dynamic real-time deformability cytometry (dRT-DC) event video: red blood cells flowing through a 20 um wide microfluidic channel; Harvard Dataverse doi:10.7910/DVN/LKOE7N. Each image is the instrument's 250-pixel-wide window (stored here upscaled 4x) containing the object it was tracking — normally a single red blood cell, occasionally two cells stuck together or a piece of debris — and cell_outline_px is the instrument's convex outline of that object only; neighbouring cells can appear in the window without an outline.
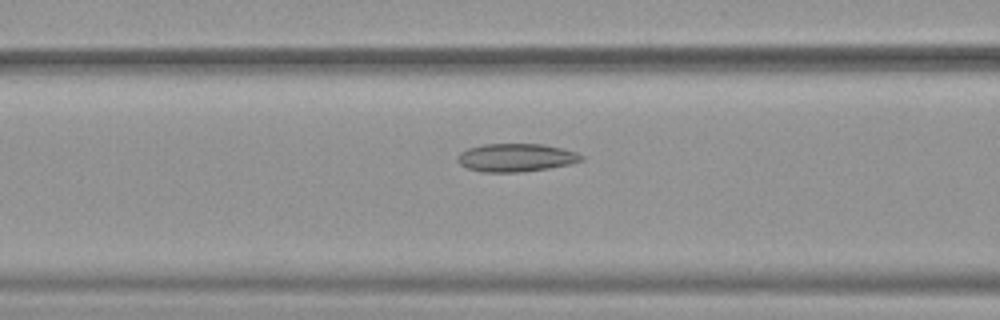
{"species": "common noctule bat (a hibernating species)", "species_latin": "Nyctalus noctula", "temperature_condition": "warm", "stored_images_in_passage": 36, "camera_frame_rate_fps": 3000, "um_per_image_px": 0.085, "animal": {"sex": "female", "body_mass_g": 19.9}, "frame": {"image": 1, "passage_image": 14, "time_ms": 4.333, "image_size_px": [1000, 320], "cell_outline_px": [[584, 160], [572, 164], [524, 172], [480, 172], [468, 168], [460, 164], [456, 160], [456, 156], [460, 152], [468, 148], [484, 144], [544, 144], [564, 148], [576, 152], [584, 156]], "centroid_in_image_um": [43.88, 13.4], "position_along_channel_um": 122.7, "area_um2": 20.58}}
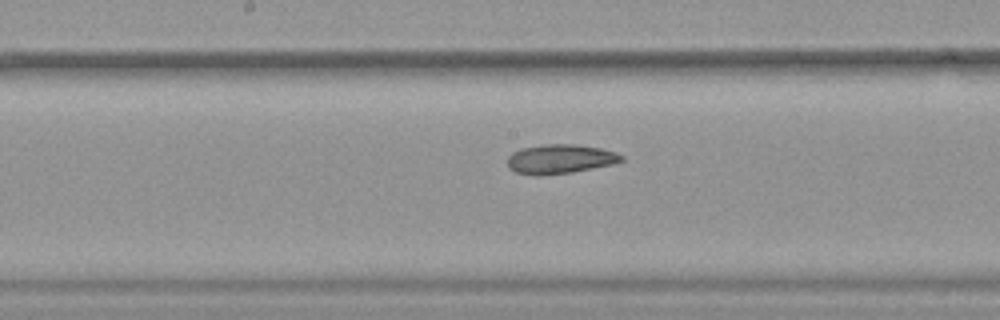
{"frame": {"image": 2, "passage_image": 20, "time_ms": 6.333, "image_size_px": [1000, 320], "cell_outline_px": [[624, 160], [612, 164], [572, 172], [540, 176], [532, 176], [516, 172], [508, 168], [508, 156], [512, 152], [520, 148], [548, 144], [576, 144], [600, 148], [616, 152], [624, 156]], "centroid_in_image_um": [47.58, 13.52], "position_along_channel_um": 200.6, "area_um2": 19.59}}
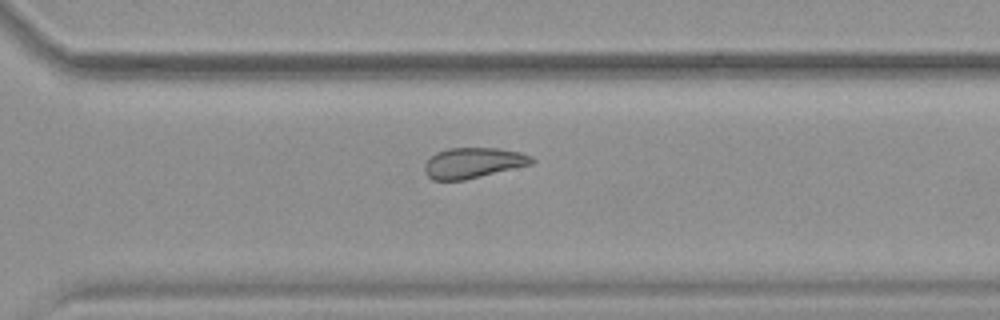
{"frame": {"image": 3, "passage_image": 30, "time_ms": 9.667, "image_size_px": [1000, 320], "cell_outline_px": [[536, 160], [532, 164], [464, 180], [432, 180], [424, 172], [424, 164], [436, 152], [448, 148], [496, 148], [520, 152], [532, 156]], "centroid_in_image_um": [40.22, 13.84], "position_along_channel_um": 330.4, "area_um2": 19.02}}